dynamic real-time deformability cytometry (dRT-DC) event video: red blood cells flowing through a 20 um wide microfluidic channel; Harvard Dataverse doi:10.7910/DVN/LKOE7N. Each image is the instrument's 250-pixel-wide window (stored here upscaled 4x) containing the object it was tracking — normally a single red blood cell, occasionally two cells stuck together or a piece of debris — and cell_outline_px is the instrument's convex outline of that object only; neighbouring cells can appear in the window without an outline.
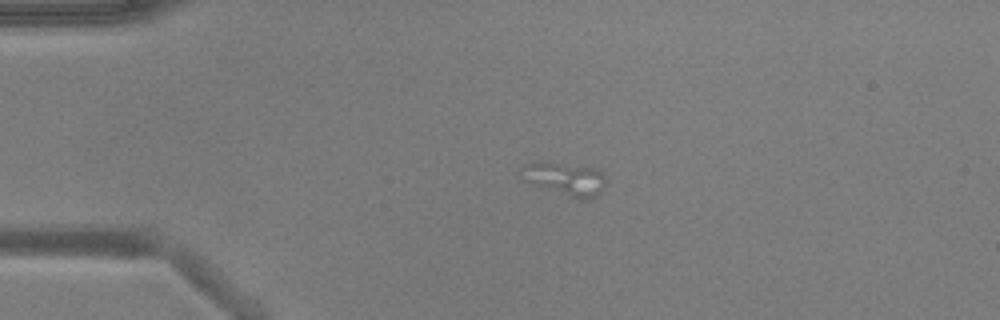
{"species": "common noctule bat (a hibernating species)", "species_latin": "Nyctalus noctula", "temperature_condition": "warm", "stored_images_in_passage": 3, "camera_frame_rate_fps": 3000, "um_per_image_px": 0.085, "animal": {"sex": "male", "body_mass_g": 17.9, "forearm_length_mm": 54.2}, "frame": {"image": 1, "passage_image": 2, "time_ms": 0.333, "image_size_px": [1000, 320], "cell_outline_px": [[604, 188], [596, 196], [584, 200], [532, 184], [524, 180], [524, 164], [556, 164], [600, 168], [604, 180]], "centroid_in_image_um": [48.14, 15.23], "position_along_channel_um": 36.9, "area_um2": 15.2}}